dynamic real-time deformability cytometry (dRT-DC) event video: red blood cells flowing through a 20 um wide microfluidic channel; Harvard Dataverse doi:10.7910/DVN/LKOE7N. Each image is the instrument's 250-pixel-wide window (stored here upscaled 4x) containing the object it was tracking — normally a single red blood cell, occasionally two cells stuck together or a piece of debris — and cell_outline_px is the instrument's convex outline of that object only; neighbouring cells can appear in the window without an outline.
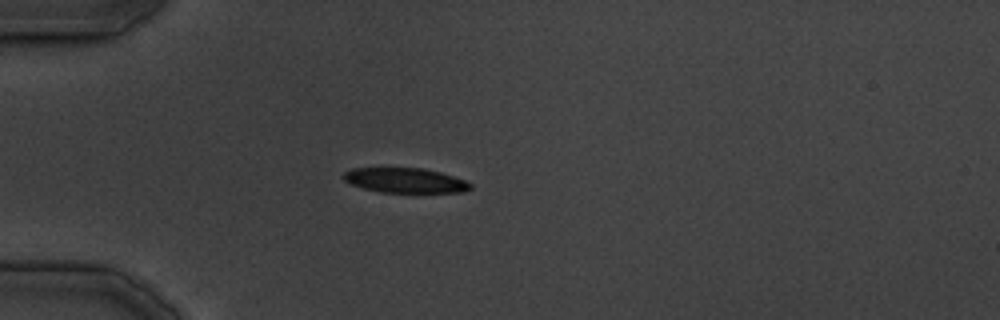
{"species": "common noctule bat (a hibernating species)", "species_latin": "Nyctalus noctula", "temperature_condition": "cold", "stored_images_in_passage": 29, "camera_frame_rate_fps": 3000, "um_per_image_px": 0.085, "animal": {"sex": "male", "body_mass_g": 19.5, "forearm_length_mm": 54.6}, "frame": {"image": 1, "passage_image": 1, "time_ms": 0.0, "image_size_px": [1000, 320], "cell_outline_px": [[472, 188], [464, 192], [380, 192], [364, 188], [352, 184], [344, 180], [340, 176], [344, 172], [352, 168], [424, 168], [440, 172], [464, 180], [472, 184]], "centroid_in_image_um": [34.42, 15.33], "position_along_channel_um": 50.6, "area_um2": 18.32}}
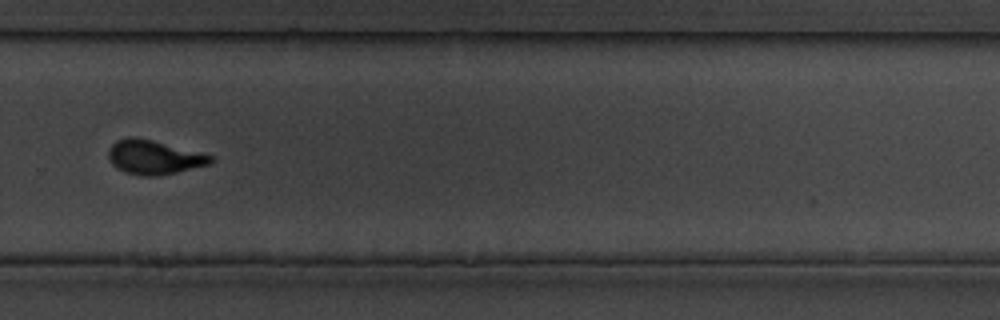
{"frame": {"image": 2, "passage_image": 17, "time_ms": 19.333, "image_size_px": [1000, 320], "cell_outline_px": [[212, 164], [160, 176], [140, 176], [124, 172], [116, 168], [108, 160], [108, 148], [116, 140], [128, 136], [132, 136], [152, 140], [212, 156]], "centroid_in_image_um": [13.02, 13.38], "position_along_channel_um": 316.8, "area_um2": 20.4}}
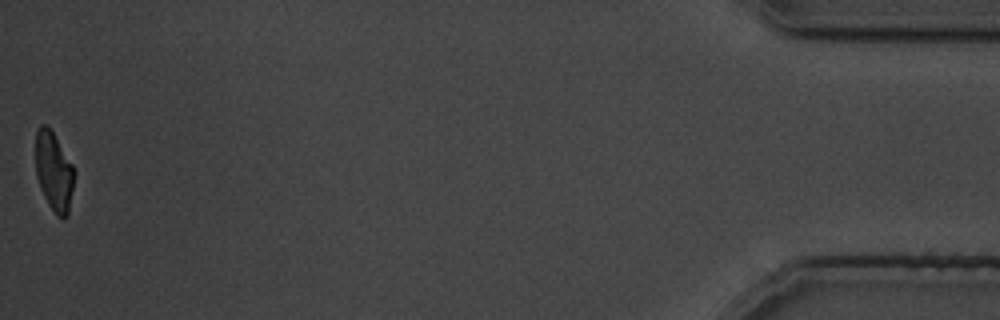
{"frame": {"image": 3, "passage_image": 29, "time_ms": 33.0, "image_size_px": [1000, 320], "cell_outline_px": [[72, 188], [68, 216], [64, 220], [56, 216], [48, 204], [40, 188], [36, 176], [36, 132], [40, 124], [48, 124], [72, 164]], "centroid_in_image_um": [4.55, 14.58], "position_along_channel_um": 430.7, "area_um2": 17.63}}